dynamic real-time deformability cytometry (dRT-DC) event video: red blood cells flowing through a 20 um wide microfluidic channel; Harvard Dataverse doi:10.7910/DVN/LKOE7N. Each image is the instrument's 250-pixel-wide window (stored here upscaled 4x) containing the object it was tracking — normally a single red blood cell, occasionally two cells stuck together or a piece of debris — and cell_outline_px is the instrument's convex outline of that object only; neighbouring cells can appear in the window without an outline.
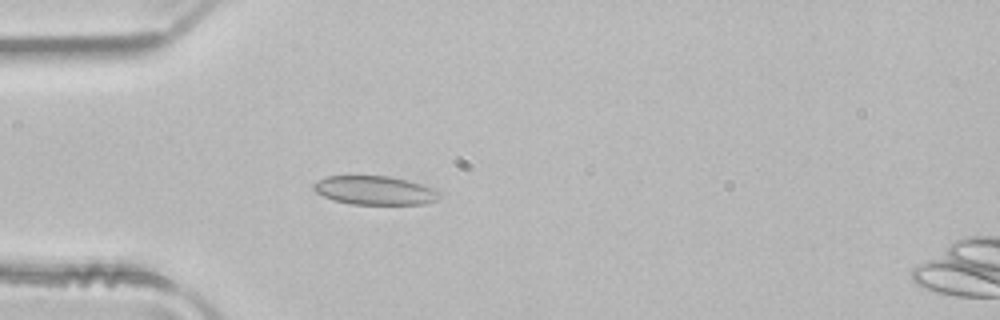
{"species": "common noctule bat (a hibernating species)", "species_latin": "Nyctalus noctula", "temperature_condition": "room temperature", "stored_images_in_passage": 4, "camera_frame_rate_fps": 3000, "um_per_image_px": 0.085, "animal": {"sex": "male", "body_mass_g": 21.5, "forearm_length_mm": 52.0}, "frame": {"image": 1, "passage_image": 3, "time_ms": 0.667, "image_size_px": [1000, 320], "cell_outline_px": [[444, 192], [436, 200], [424, 204], [352, 204], [336, 200], [324, 196], [316, 192], [312, 188], [312, 184], [316, 180], [328, 176], [392, 176], [408, 180], [436, 188]], "centroid_in_image_um": [31.91, 16.17], "position_along_channel_um": 53.1, "area_um2": 21.33}}